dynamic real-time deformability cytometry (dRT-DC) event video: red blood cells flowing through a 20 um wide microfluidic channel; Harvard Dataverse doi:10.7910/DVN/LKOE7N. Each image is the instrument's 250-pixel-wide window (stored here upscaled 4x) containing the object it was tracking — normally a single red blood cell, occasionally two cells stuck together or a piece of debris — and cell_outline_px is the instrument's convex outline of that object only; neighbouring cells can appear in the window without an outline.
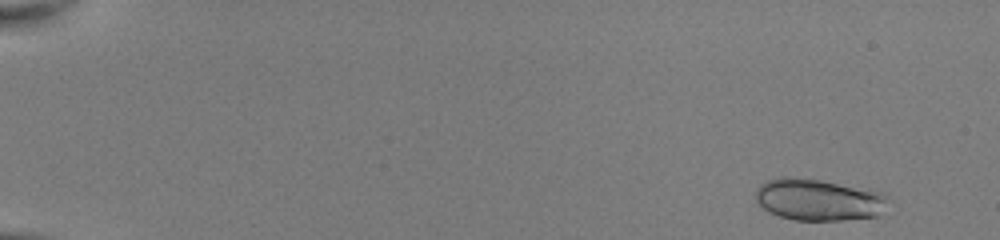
{"species": "common noctule bat (a hibernating species)", "species_latin": "Nyctalus noctula", "temperature_condition": "room temperature", "stored_images_in_passage": 50, "camera_frame_rate_fps": 3000, "um_per_image_px": 0.085, "animal": {"sex": "female", "body_mass_g": 22.0, "forearm_length_mm": 56.7}, "frame": {"image": 1, "passage_image": 3, "time_ms": 0.667, "image_size_px": [1000, 240], "cell_outline_px": [[888, 192], [876, 216], [840, 220], [796, 220], [780, 216], [768, 212], [756, 200], [756, 188], [760, 184], [768, 180], [780, 176], [784, 176], [820, 180], [868, 188]], "centroid_in_image_um": [69.52, 16.95], "position_along_channel_um": 15.5, "area_um2": 31.96}, "authors_computed_cell_mechanics": {"area_um2": 20.6057, "velocity_mm_per_s": 4.0607, "shape_relaxation_time_tau1_ms": 7.7498, "shape_relaxation_time_tau2_ms": 1.9229, "deformation_change_tau1": 0.2144, "deformation_change_tau2": 0.0654}}